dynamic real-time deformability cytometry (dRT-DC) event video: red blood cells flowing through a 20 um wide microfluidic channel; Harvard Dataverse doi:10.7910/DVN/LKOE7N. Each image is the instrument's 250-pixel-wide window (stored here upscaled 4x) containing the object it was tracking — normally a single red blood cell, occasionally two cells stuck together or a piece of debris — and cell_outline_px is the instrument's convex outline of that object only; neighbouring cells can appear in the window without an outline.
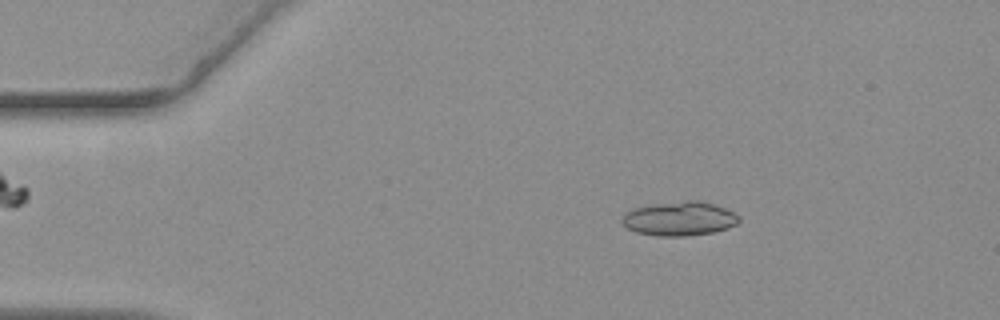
{"species": "common noctule bat (a hibernating species)", "species_latin": "Nyctalus noctula", "temperature_condition": "warm", "stored_images_in_passage": 55, "camera_frame_rate_fps": 3000, "um_per_image_px": 0.085, "animal": {"sex": "female", "body_mass_g": 19.3, "forearm_length_mm": 54.1}, "frame": {"image": 1, "passage_image": 9, "time_ms": 2.667, "image_size_px": [1000, 320], "cell_outline_px": [[740, 220], [736, 224], [728, 228], [712, 232], [688, 236], [660, 236], [636, 232], [628, 228], [620, 220], [632, 208], [656, 204], [688, 200], [704, 200], [724, 208], [740, 216]], "centroid_in_image_um": [57.78, 18.58], "position_along_channel_um": 27.2, "area_um2": 23.12}}
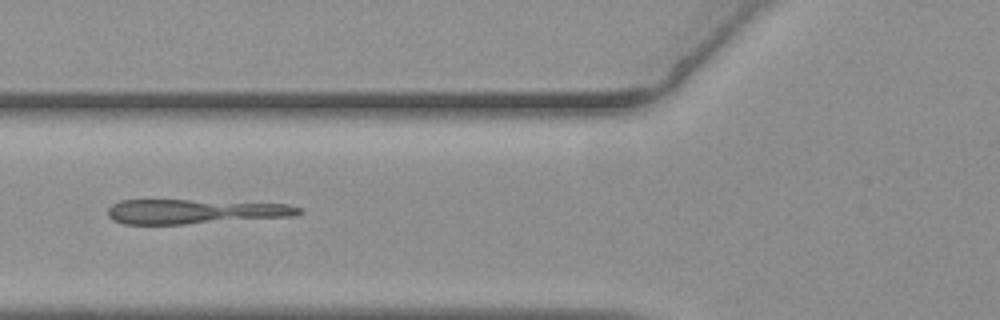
{"frame": {"image": 2, "passage_image": 21, "time_ms": 6.667, "image_size_px": [1000, 320], "cell_outline_px": [[304, 212], [292, 216], [184, 224], [124, 224], [112, 220], [108, 216], [108, 208], [112, 204], [120, 200], [188, 200], [288, 204], [300, 208]], "centroid_in_image_um": [16.5, 17.98], "position_along_channel_um": 109.3, "area_um2": 27.11}}
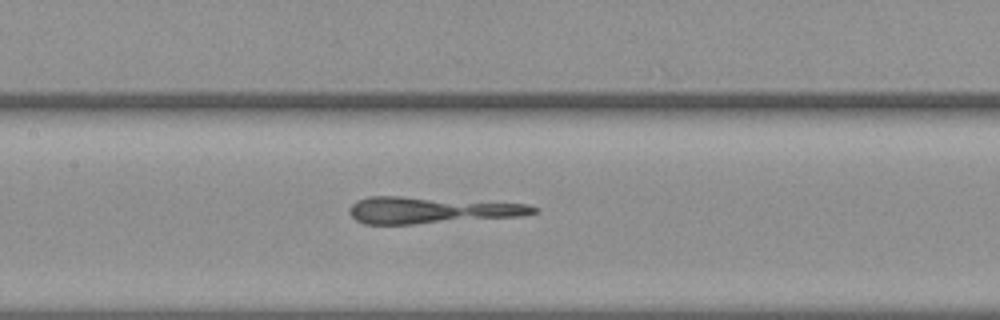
{"frame": {"image": 3, "passage_image": 26, "time_ms": 8.333, "image_size_px": [1000, 320], "cell_outline_px": [[536, 212], [524, 216], [416, 224], [364, 224], [356, 220], [348, 212], [348, 208], [356, 200], [368, 196], [400, 196], [528, 204], [536, 208]], "centroid_in_image_um": [36.6, 17.86], "position_along_channel_um": 170.8, "area_um2": 28.55}}